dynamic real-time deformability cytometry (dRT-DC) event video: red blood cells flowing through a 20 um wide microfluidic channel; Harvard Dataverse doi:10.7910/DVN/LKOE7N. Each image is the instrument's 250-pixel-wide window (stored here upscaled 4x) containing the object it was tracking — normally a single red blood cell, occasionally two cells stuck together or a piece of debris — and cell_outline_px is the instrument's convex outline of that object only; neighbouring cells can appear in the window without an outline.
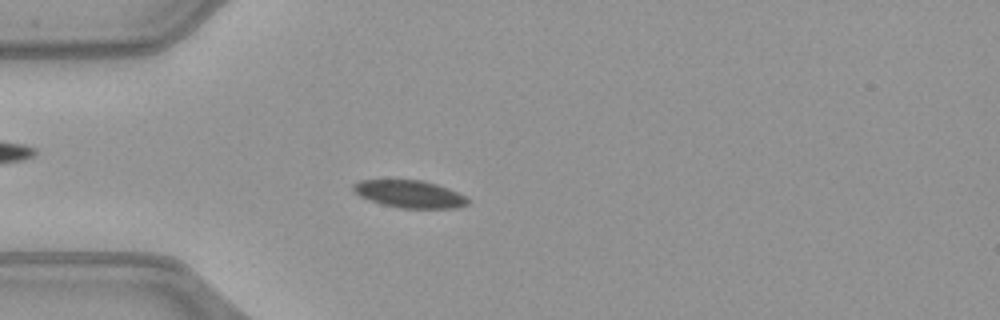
{"species": "common noctule bat (a hibernating species)", "species_latin": "Nyctalus noctula", "temperature_condition": "warm", "stored_images_in_passage": 51, "camera_frame_rate_fps": 3000, "um_per_image_px": 0.085, "animal": {"sex": "female", "body_mass_g": 21.9}, "frame": {"image": 1, "passage_image": 14, "time_ms": 4.333, "image_size_px": [1000, 320], "cell_outline_px": [[468, 204], [456, 208], [400, 208], [380, 204], [368, 200], [352, 192], [352, 184], [360, 180], [424, 180], [448, 188], [464, 196], [468, 200]], "centroid_in_image_um": [34.75, 16.49], "position_along_channel_um": 50.2, "area_um2": 18.38}}
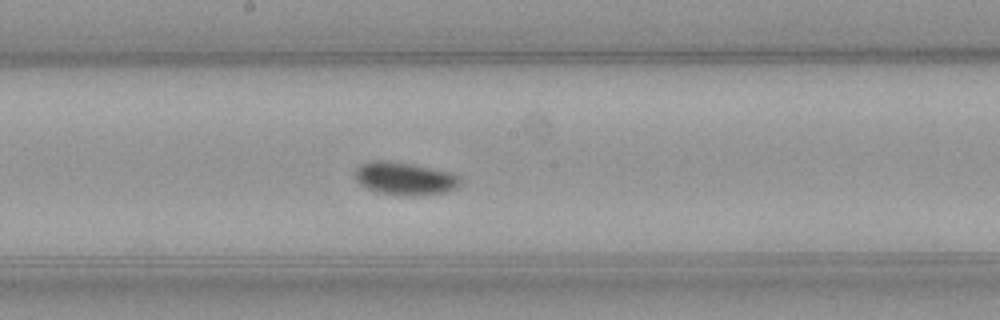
{"frame": {"image": 2, "passage_image": 27, "time_ms": 8.667, "image_size_px": [1000, 320], "cell_outline_px": [[460, 184], [456, 188], [448, 192], [412, 196], [396, 196], [376, 192], [360, 184], [356, 180], [356, 168], [360, 164], [368, 160], [388, 160], [412, 164], [452, 172], [460, 176]], "centroid_in_image_um": [34.41, 15.18], "position_along_channel_um": 213.8, "area_um2": 20.52}}
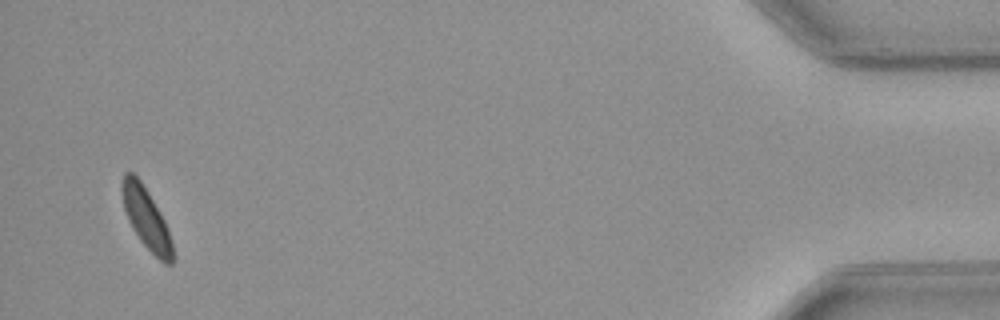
{"frame": {"image": 3, "passage_image": 49, "time_ms": 16.0, "image_size_px": [1000, 320], "cell_outline_px": [[172, 264], [164, 264], [140, 240], [132, 228], [128, 220], [124, 208], [120, 192], [120, 184], [124, 172], [132, 172], [140, 180], [148, 192], [160, 212], [168, 228], [172, 244]], "centroid_in_image_um": [12.39, 18.51], "position_along_channel_um": 422.8, "area_um2": 17.86}}